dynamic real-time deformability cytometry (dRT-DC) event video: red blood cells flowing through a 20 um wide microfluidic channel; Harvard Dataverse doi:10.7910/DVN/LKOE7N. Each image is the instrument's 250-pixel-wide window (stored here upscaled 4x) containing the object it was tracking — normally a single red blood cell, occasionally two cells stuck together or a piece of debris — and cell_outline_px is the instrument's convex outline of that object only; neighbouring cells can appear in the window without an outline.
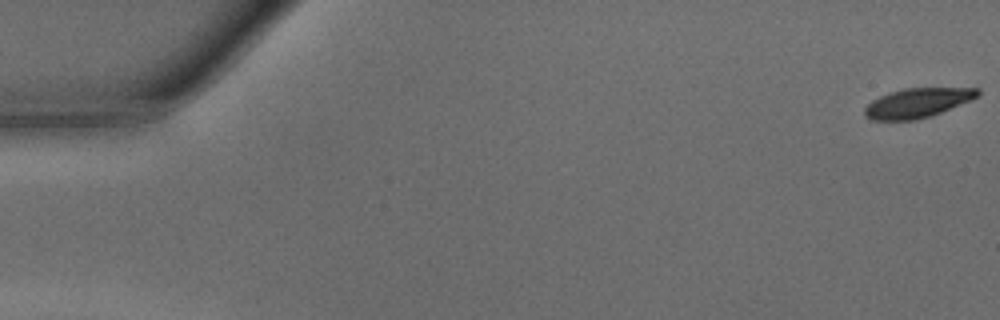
{"species": "common noctule bat (a hibernating species)", "species_latin": "Nyctalus noctula", "temperature_condition": "warm", "stored_images_in_passage": 21, "camera_frame_rate_fps": 3000, "um_per_image_px": 0.085, "animal": {"sex": "male", "body_mass_g": 15.6}, "frame": {"image": 1, "passage_image": 1, "time_ms": 0.0, "image_size_px": [1000, 320], "cell_outline_px": [[980, 96], [940, 112], [916, 120], [872, 120], [864, 116], [864, 108], [872, 100], [888, 92], [904, 88], [980, 88]], "centroid_in_image_um": [77.95, 8.74], "position_along_channel_um": 7.0, "area_um2": 19.31}}
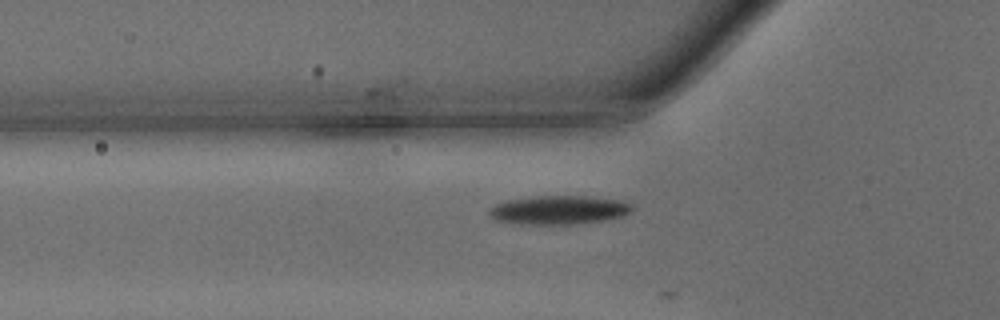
{"frame": {"image": 2, "passage_image": 17, "time_ms": 5.333, "image_size_px": [1000, 320], "cell_outline_px": [[632, 212], [624, 216], [604, 220], [580, 224], [512, 224], [496, 220], [488, 212], [496, 204], [508, 200], [536, 196], [592, 196], [624, 200], [632, 204]], "centroid_in_image_um": [47.57, 17.85], "position_along_channel_um": 78.2, "area_um2": 24.22}}
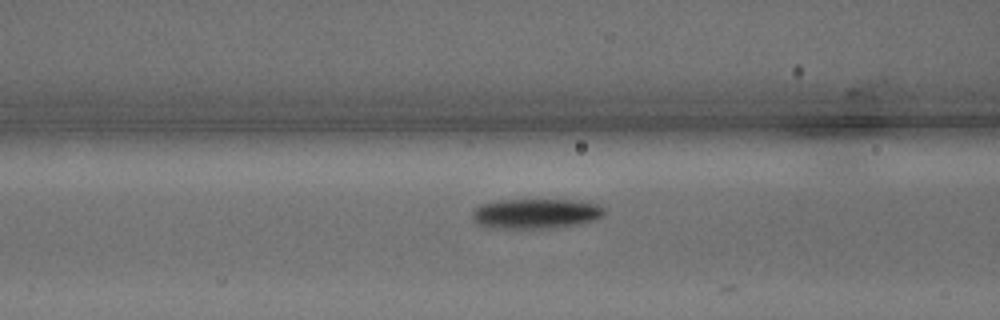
{"frame": {"image": 3, "passage_image": 20, "time_ms": 6.333, "image_size_px": [1000, 320], "cell_outline_px": [[604, 212], [600, 216], [592, 220], [580, 224], [552, 228], [500, 228], [476, 224], [472, 220], [472, 212], [480, 204], [500, 200], [572, 200], [600, 204], [604, 208]], "centroid_in_image_um": [45.52, 18.15], "position_along_channel_um": 121.1, "area_um2": 22.95}}